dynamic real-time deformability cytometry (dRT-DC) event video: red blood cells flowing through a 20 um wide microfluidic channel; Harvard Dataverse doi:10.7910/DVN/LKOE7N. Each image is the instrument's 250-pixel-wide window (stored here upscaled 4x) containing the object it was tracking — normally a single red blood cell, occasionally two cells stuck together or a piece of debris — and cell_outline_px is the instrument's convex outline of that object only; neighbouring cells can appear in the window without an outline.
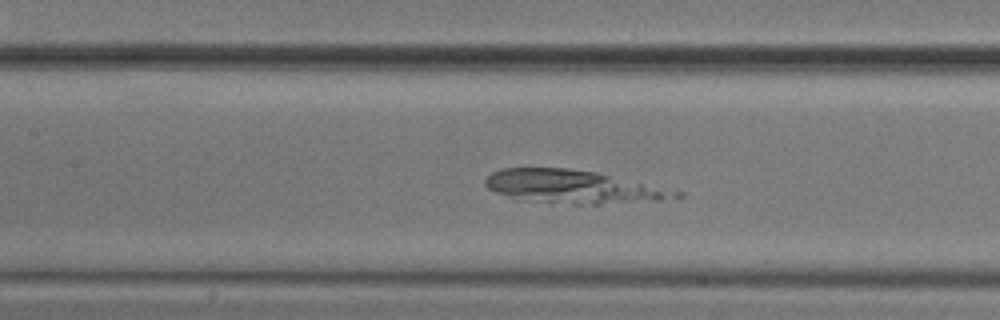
{"species": "common noctule bat (a hibernating species)", "species_latin": "Nyctalus noctula", "temperature_condition": "cold", "stored_images_in_passage": 33, "camera_frame_rate_fps": 3000, "um_per_image_px": 0.085, "animal": {"sex": "male", "body_mass_g": 20.5, "forearm_length_mm": 52.5}, "frame": {"image": 1, "passage_image": 13, "time_ms": 4.0, "image_size_px": [1000, 320], "cell_outline_px": [[668, 196], [660, 200], [600, 204], [572, 204], [516, 200], [496, 192], [488, 188], [484, 184], [484, 180], [492, 172], [504, 168], [568, 168], [596, 172], [640, 184], [660, 192]], "centroid_in_image_um": [48.23, 15.87], "position_along_channel_um": 159.2, "area_um2": 34.74}}